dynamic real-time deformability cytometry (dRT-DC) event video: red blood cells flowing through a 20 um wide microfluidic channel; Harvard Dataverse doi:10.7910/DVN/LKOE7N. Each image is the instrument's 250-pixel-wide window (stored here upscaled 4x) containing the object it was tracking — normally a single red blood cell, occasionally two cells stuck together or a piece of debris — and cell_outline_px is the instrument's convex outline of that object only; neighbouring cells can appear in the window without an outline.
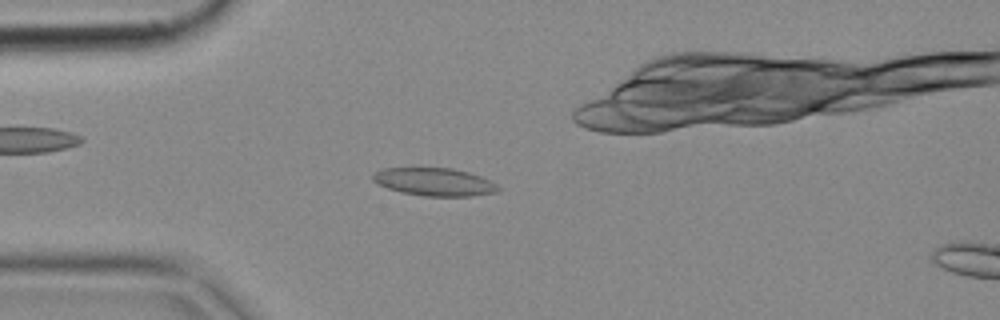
{"species": "common noctule bat (a hibernating species)", "species_latin": "Nyctalus noctula", "temperature_condition": "cold", "stored_images_in_passage": 5, "camera_frame_rate_fps": 3000, "um_per_image_px": 0.085, "animal": {"sex": "female", "body_mass_g": 18.4}, "frame": {"image": 1, "passage_image": 4, "time_ms": 1.0, "image_size_px": [1000, 320], "cell_outline_px": [[500, 188], [496, 192], [472, 196], [424, 196], [400, 192], [376, 184], [372, 180], [372, 176], [376, 172], [384, 168], [452, 168], [468, 172], [480, 176], [496, 184]], "centroid_in_image_um": [36.9, 15.46], "position_along_channel_um": 48.1, "area_um2": 20.29}}